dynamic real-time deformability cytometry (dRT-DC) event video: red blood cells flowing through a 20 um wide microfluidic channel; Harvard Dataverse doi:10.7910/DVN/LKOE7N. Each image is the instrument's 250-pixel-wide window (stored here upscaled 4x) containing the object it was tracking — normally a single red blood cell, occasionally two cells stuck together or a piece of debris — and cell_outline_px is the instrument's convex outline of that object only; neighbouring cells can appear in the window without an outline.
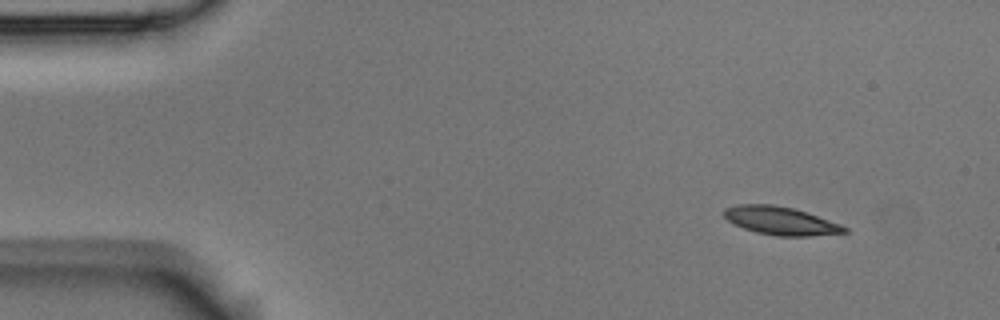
{"species": "Egyptian fruit bat (a non-hibernating species)", "species_latin": "Rousettus aegyptiacus", "temperature_condition": "room temperature", "stored_images_in_passage": 5, "camera_frame_rate_fps": 3000, "um_per_image_px": 0.085, "animal": {"sex": "male"}, "frame": {"image": 1, "passage_image": 1, "time_ms": 0.0, "image_size_px": [1000, 320], "cell_outline_px": [[848, 232], [808, 236], [776, 236], [756, 232], [744, 228], [728, 220], [724, 216], [724, 208], [736, 204], [772, 204], [792, 208], [808, 212], [840, 224], [848, 228]], "centroid_in_image_um": [66.36, 18.76], "position_along_channel_um": 18.6, "area_um2": 19.71}}
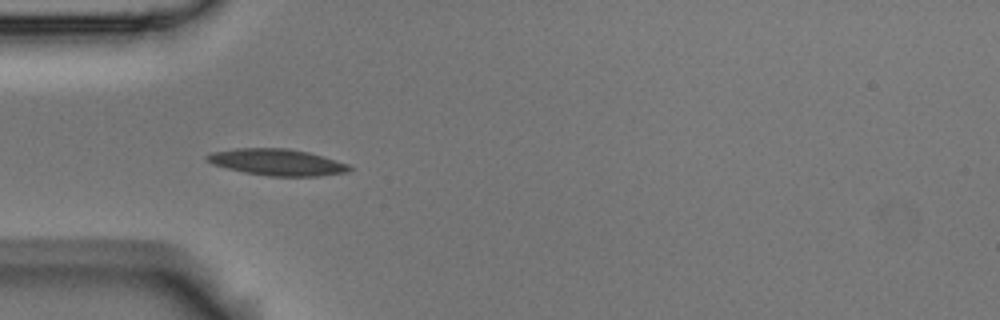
{"frame": {"image": 2, "passage_image": 4, "time_ms": 1.0, "image_size_px": [1000, 320], "cell_outline_px": [[352, 168], [348, 172], [320, 176], [268, 176], [244, 172], [212, 164], [204, 160], [204, 156], [212, 152], [236, 148], [288, 148], [308, 152], [324, 156], [348, 164]], "centroid_in_image_um": [23.54, 13.78], "position_along_channel_um": 61.5, "area_um2": 22.08}}
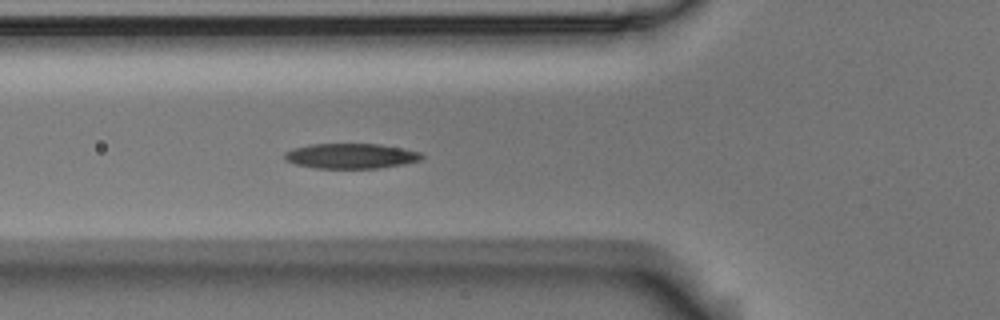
{"frame": {"image": 3, "passage_image": 5, "time_ms": 1.333, "image_size_px": [1000, 320], "cell_outline_px": [[424, 156], [420, 160], [404, 164], [380, 168], [316, 168], [296, 164], [284, 160], [284, 152], [292, 148], [308, 144], [380, 144], [404, 148], [420, 152]], "centroid_in_image_um": [29.81, 13.25], "position_along_channel_um": 96.0, "area_um2": 20.23}}